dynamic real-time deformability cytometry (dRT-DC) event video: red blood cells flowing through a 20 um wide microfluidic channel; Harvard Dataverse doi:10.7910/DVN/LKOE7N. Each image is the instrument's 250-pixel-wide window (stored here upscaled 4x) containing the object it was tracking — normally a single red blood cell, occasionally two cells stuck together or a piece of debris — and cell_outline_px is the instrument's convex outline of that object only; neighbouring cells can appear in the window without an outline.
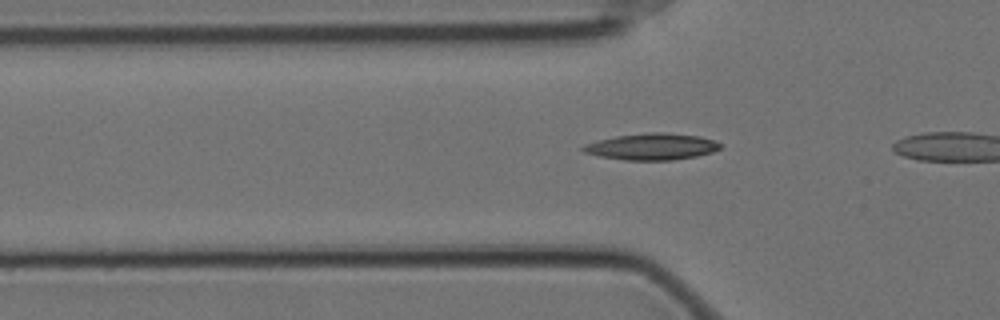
{"species": "Egyptian fruit bat (a non-hibernating species)", "species_latin": "Rousettus aegyptiacus", "temperature_condition": "cold", "stored_images_in_passage": 30, "camera_frame_rate_fps": 3000, "um_per_image_px": 0.085, "animal": {"sex": "female"}, "frame": {"image": 1, "passage_image": 3, "time_ms": 0.667, "image_size_px": [1000, 320], "cell_outline_px": [[724, 144], [720, 148], [712, 152], [696, 156], [672, 160], [624, 160], [600, 156], [584, 152], [580, 148], [584, 144], [616, 136], [648, 132], [664, 132], [700, 136]], "centroid_in_image_um": [55.42, 12.46], "position_along_channel_um": 70.4, "area_um2": 21.15}}
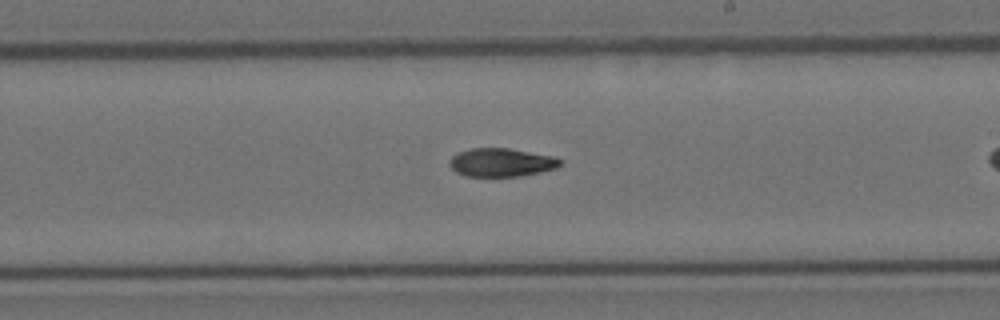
{"frame": {"image": 2, "passage_image": 18, "time_ms": 5.667, "image_size_px": [1000, 320], "cell_outline_px": [[560, 164], [556, 168], [540, 172], [520, 176], [464, 176], [456, 172], [448, 164], [448, 160], [452, 156], [460, 152], [472, 148], [508, 148], [552, 156], [560, 160]], "centroid_in_image_um": [42.56, 13.81], "position_along_channel_um": 246.4, "area_um2": 18.15}}
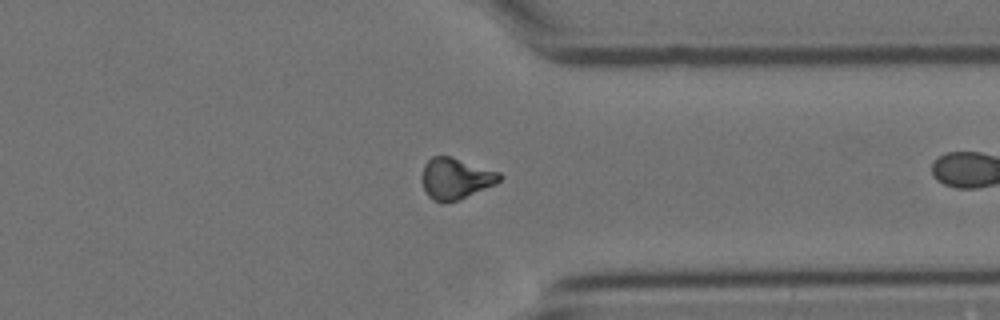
{"frame": {"image": 3, "passage_image": 29, "time_ms": 9.333, "image_size_px": [1000, 320], "cell_outline_px": [[504, 176], [496, 184], [456, 200], [432, 200], [428, 196], [424, 188], [424, 164], [432, 156], [452, 156], [500, 172]], "centroid_in_image_um": [38.78, 15.13], "position_along_channel_um": 372.6, "area_um2": 18.15}}